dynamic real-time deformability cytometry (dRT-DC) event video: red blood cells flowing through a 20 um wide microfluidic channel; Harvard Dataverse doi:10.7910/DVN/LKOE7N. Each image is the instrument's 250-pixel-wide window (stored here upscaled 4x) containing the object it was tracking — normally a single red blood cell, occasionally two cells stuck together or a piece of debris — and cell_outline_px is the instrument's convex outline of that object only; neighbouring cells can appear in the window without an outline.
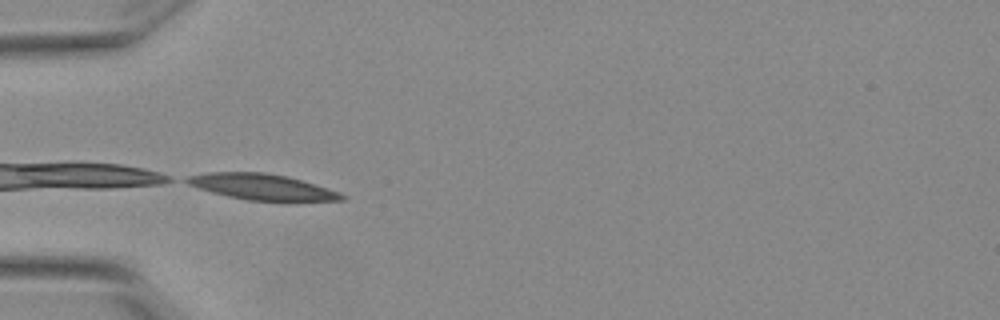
{"species": "Egyptian fruit bat (a non-hibernating species)", "species_latin": "Rousettus aegyptiacus", "temperature_condition": "warm", "stored_images_in_passage": 4, "camera_frame_rate_fps": 3000, "um_per_image_px": 0.085, "animal": {"sex": "female"}, "frame": {"image": 1, "passage_image": 1, "time_ms": 0.0, "image_size_px": [1000, 320], "cell_outline_px": [[348, 196], [344, 200], [248, 200], [228, 196], [212, 192], [188, 184], [180, 180], [188, 176], [208, 172], [264, 172], [288, 176], [328, 188], [340, 192]], "centroid_in_image_um": [22.24, 15.86], "position_along_channel_um": 62.8, "area_um2": 23.12}}